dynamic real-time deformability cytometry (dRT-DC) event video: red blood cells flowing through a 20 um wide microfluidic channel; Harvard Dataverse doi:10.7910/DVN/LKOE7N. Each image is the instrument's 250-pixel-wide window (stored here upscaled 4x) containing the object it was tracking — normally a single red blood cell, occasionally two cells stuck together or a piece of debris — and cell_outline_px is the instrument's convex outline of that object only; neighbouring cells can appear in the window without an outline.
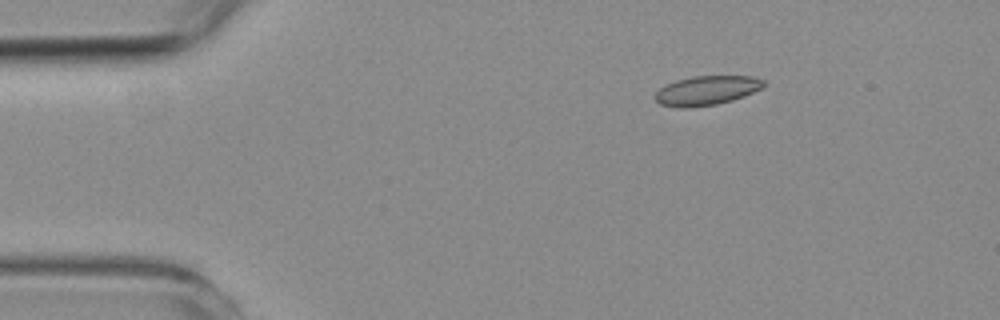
{"species": "common noctule bat (a hibernating species)", "species_latin": "Nyctalus noctula", "temperature_condition": "room temperature", "stored_images_in_passage": 47, "camera_frame_rate_fps": 3000, "um_per_image_px": 0.085, "animal": {"sex": "female", "body_mass_g": 19.3, "forearm_length_mm": 54.1}, "frame": {"image": 1, "passage_image": 1, "time_ms": 0.0, "image_size_px": [1000, 320], "cell_outline_px": [[764, 84], [760, 88], [744, 96], [732, 100], [716, 104], [688, 108], [676, 108], [660, 104], [652, 96], [660, 88], [676, 80], [692, 76], [752, 76], [764, 80]], "centroid_in_image_um": [60.01, 7.7], "position_along_channel_um": 25.0, "area_um2": 18.5}}
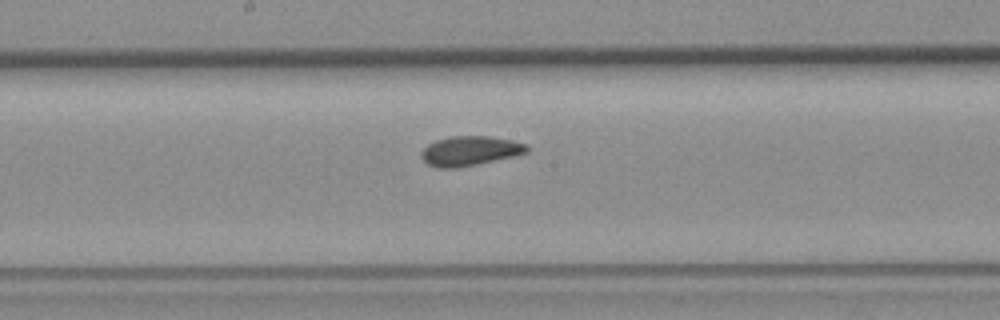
{"frame": {"image": 2, "passage_image": 21, "time_ms": 6.667, "image_size_px": [1000, 320], "cell_outline_px": [[528, 152], [516, 156], [456, 168], [436, 168], [428, 164], [420, 156], [420, 152], [428, 144], [436, 140], [448, 136], [488, 136], [512, 140], [528, 144]], "centroid_in_image_um": [39.94, 12.82], "position_along_channel_um": 208.3, "area_um2": 18.32}}
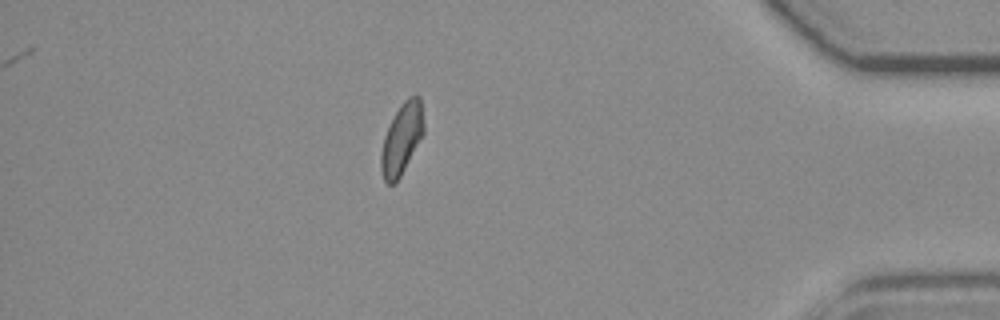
{"frame": {"image": 3, "passage_image": 40, "time_ms": 13.0, "image_size_px": [1000, 320], "cell_outline_px": [[424, 132], [396, 184], [388, 184], [384, 180], [380, 168], [380, 152], [384, 136], [400, 104], [408, 96], [416, 92], [420, 96], [424, 124]], "centroid_in_image_um": [34.14, 11.77], "position_along_channel_um": 401.1, "area_um2": 17.74}, "authors_computed_cell_mechanics": {"area_um2": 18.1492, "velocity_mm_per_s": 3.7626, "shape_relaxation_time_tau1_ms": 7.934, "shape_relaxation_time_tau2_ms": 2.3197, "deformation_change_tau1": 0.1463, "deformation_change_tau2": 0.0594}}